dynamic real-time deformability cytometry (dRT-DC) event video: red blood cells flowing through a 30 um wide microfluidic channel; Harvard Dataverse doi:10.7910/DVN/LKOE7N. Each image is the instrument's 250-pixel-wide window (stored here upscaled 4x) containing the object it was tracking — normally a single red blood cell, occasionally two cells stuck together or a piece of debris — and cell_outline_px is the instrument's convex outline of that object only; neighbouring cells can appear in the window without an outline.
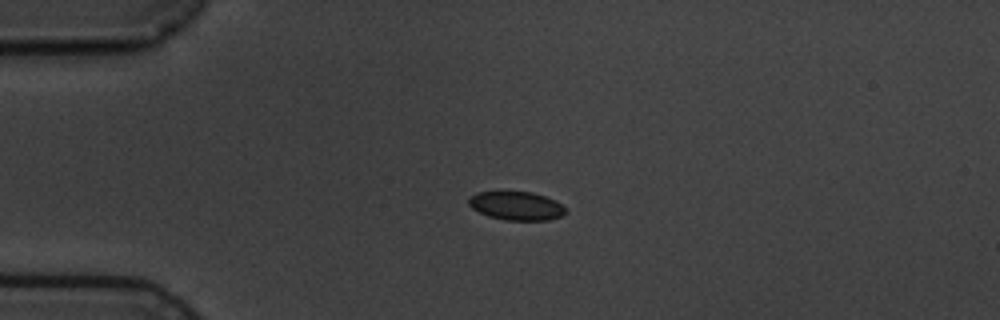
{"species": "common noctule bat (a hibernating species)", "species_latin": "Nyctalus noctula", "temperature_condition": "cold", "stored_images_in_passage": 2, "camera_frame_rate_fps": 3000, "um_per_image_px": 0.085, "animal": {"sex": "male", "body_mass_g": 19.5, "forearm_length_mm": 54.6}, "frame": {"image": 1, "passage_image": 1, "time_ms": 0.0, "image_size_px": [1000, 320], "cell_outline_px": [[568, 212], [560, 216], [548, 220], [504, 220], [488, 216], [472, 208], [468, 204], [468, 200], [476, 192], [532, 192], [556, 200]], "centroid_in_image_um": [43.89, 17.5], "position_along_channel_um": 41.1, "area_um2": 16.01}}